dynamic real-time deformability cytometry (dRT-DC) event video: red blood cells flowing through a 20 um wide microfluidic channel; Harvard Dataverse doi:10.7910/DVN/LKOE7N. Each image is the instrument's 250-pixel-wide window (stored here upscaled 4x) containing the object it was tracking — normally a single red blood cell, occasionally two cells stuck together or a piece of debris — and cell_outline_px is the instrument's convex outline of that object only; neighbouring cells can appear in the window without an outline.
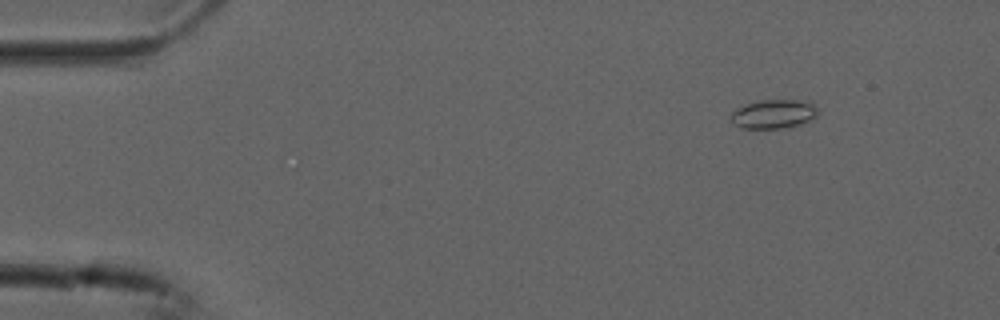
{"species": "common noctule bat (a hibernating species)", "species_latin": "Nyctalus noctula", "temperature_condition": "cold", "stored_images_in_passage": 49, "camera_frame_rate_fps": 3000, "um_per_image_px": 0.085, "animal": {"sex": "male", "forearm_length_mm": 52.5}, "frame": {"image": 1, "passage_image": 1, "time_ms": 0.0, "image_size_px": [1000, 320], "cell_outline_px": [[820, 112], [816, 116], [800, 124], [788, 128], [740, 128], [732, 124], [728, 120], [732, 112], [736, 108], [744, 104], [756, 100], [808, 100]], "centroid_in_image_um": [65.7, 9.69], "position_along_channel_um": 19.3, "area_um2": 15.03}}
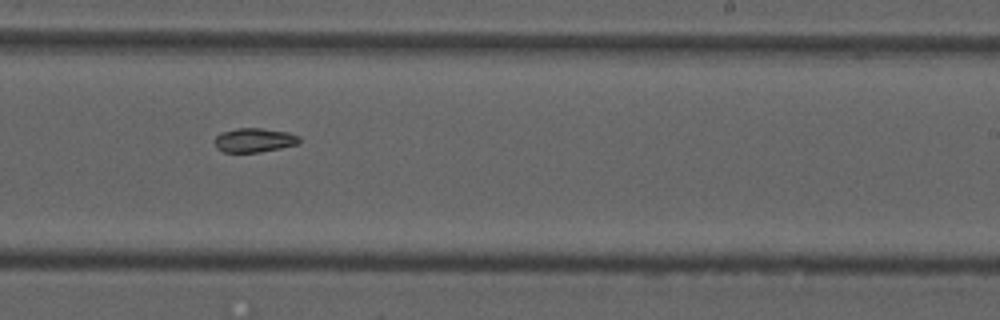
{"frame": {"image": 2, "passage_image": 28, "time_ms": 9.0, "image_size_px": [1000, 320], "cell_outline_px": [[300, 140], [296, 144], [280, 148], [260, 152], [224, 152], [216, 148], [216, 136], [220, 132], [236, 128], [260, 128], [288, 132], [300, 136]], "centroid_in_image_um": [21.6, 11.9], "position_along_channel_um": 267.4, "area_um2": 11.85}}
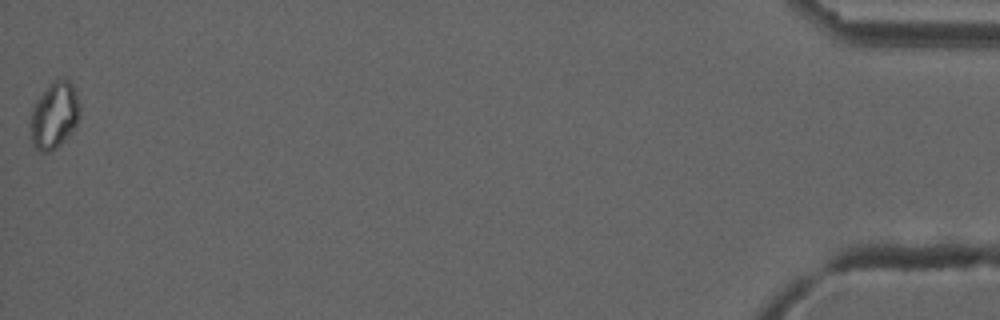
{"frame": {"image": 3, "passage_image": 49, "time_ms": 16.0, "image_size_px": [1000, 320], "cell_outline_px": [[80, 116], [76, 124], [68, 136], [56, 148], [48, 152], [40, 152], [32, 144], [28, 124], [32, 108], [36, 100], [48, 84], [52, 80], [72, 80], [80, 104]], "centroid_in_image_um": [4.59, 9.8], "position_along_channel_um": 430.6, "area_um2": 19.59}, "authors_computed_cell_mechanics": {"area_um2": 13.4674, "velocity_mm_per_s": 3.7537, "shape_relaxation_time_tau1_ms": null, "shape_relaxation_time_tau2_ms": 3.9967, "deformation_change_tau1": null, "deformation_change_tau2": 0.0729}}